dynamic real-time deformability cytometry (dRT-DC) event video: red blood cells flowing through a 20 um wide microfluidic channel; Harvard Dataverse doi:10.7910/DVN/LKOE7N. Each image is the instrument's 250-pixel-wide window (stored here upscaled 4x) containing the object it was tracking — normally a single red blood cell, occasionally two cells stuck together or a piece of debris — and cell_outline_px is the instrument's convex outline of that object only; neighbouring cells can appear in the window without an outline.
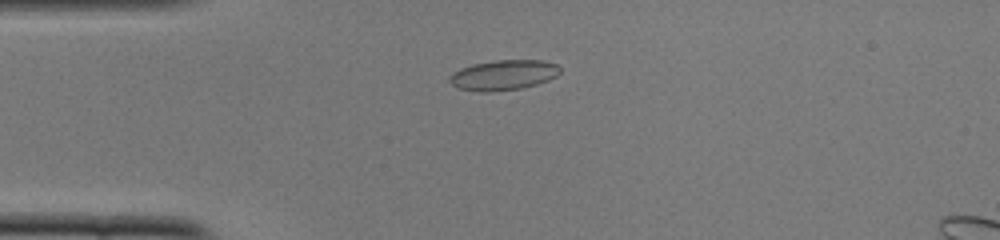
{"species": "common noctule bat (a hibernating species)", "species_latin": "Nyctalus noctula", "temperature_condition": "cold", "stored_images_in_passage": 50, "camera_frame_rate_fps": 3000, "um_per_image_px": 0.085, "animal": {"sex": "female", "body_mass_g": 22.0, "forearm_length_mm": 56.7}, "frame": {"image": 1, "passage_image": 11, "time_ms": 3.333, "image_size_px": [1000, 240], "cell_outline_px": [[560, 72], [556, 76], [548, 80], [536, 84], [520, 88], [488, 92], [480, 92], [456, 88], [448, 80], [448, 76], [452, 72], [460, 68], [472, 64], [496, 60], [544, 60], [556, 64], [560, 68]], "centroid_in_image_um": [42.75, 6.37], "position_along_channel_um": 42.3, "area_um2": 19.54}}
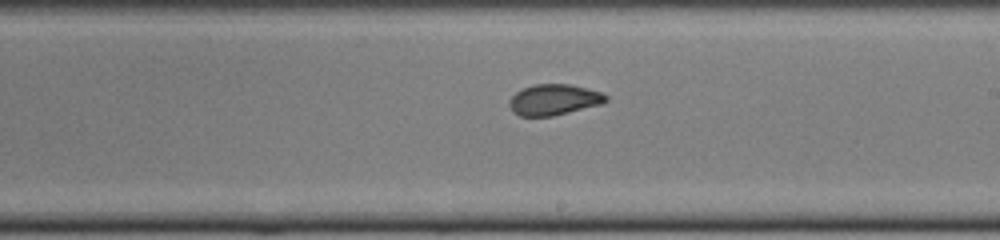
{"frame": {"image": 2, "passage_image": 28, "time_ms": 9.0, "image_size_px": [1000, 240], "cell_outline_px": [[608, 100], [600, 104], [552, 116], [520, 116], [512, 112], [508, 104], [508, 100], [516, 92], [532, 84], [568, 84], [600, 92], [608, 96]], "centroid_in_image_um": [47.03, 8.48], "position_along_channel_um": 242.0, "area_um2": 17.22}}
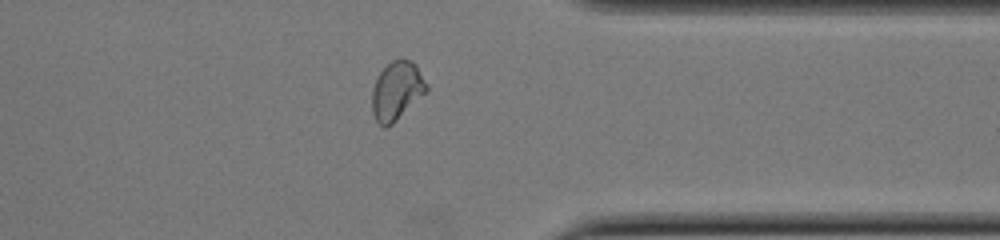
{"frame": {"image": 3, "passage_image": 39, "time_ms": 12.667, "image_size_px": [1000, 240], "cell_outline_px": [[428, 92], [392, 124], [384, 128], [376, 120], [372, 112], [372, 88], [380, 72], [392, 60], [412, 60], [416, 64], [428, 84]], "centroid_in_image_um": [33.75, 7.72], "position_along_channel_um": 377.6, "area_um2": 18.67}, "authors_computed_cell_mechanics": {"area_um2": 18.5249, "velocity_mm_per_s": 3.8868, "shape_relaxation_time_tau1_ms": null, "shape_relaxation_time_tau2_ms": 0.8562, "deformation_change_tau1": null, "deformation_change_tau2": 0.054}}